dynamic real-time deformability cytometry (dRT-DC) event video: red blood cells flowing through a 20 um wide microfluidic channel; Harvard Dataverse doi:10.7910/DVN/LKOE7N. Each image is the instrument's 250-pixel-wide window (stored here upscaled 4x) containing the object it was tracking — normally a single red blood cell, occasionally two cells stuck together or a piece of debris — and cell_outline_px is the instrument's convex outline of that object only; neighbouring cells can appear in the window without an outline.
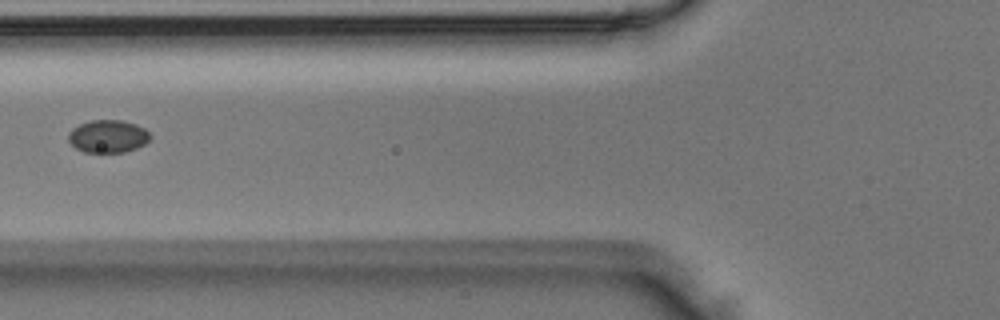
{"species": "Egyptian fruit bat (a non-hibernating species)", "species_latin": "Rousettus aegyptiacus", "temperature_condition": "room temperature", "stored_images_in_passage": 6, "camera_frame_rate_fps": 3000, "um_per_image_px": 0.085, "animal": {"sex": "male"}, "frame": {"image": 1, "passage_image": 6, "time_ms": 1.667, "image_size_px": [1000, 320], "cell_outline_px": [[152, 136], [144, 144], [136, 148], [124, 152], [84, 152], [76, 148], [68, 140], [68, 132], [72, 128], [80, 124], [92, 120], [120, 120], [136, 124], [144, 128]], "centroid_in_image_um": [9.17, 11.58], "position_along_channel_um": 116.6, "area_um2": 15.55}}